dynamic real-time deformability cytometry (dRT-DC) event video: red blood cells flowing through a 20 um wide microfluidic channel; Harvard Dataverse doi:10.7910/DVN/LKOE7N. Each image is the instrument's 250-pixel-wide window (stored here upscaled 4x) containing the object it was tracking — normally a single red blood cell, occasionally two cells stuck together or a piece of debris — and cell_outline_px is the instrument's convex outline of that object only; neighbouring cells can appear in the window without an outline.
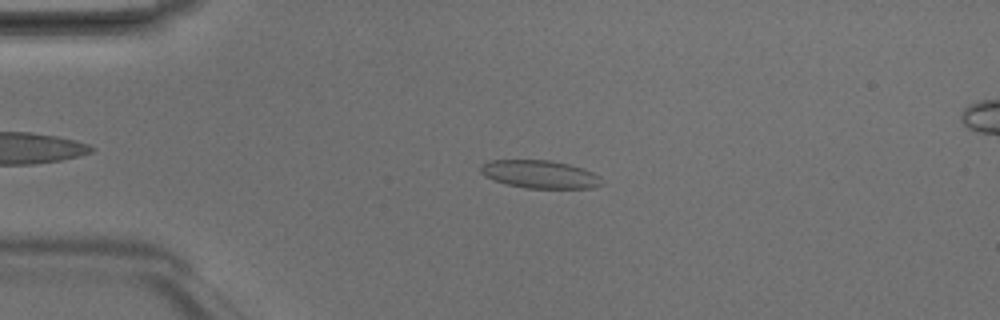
{"species": "Egyptian fruit bat (a non-hibernating species)", "species_latin": "Rousettus aegyptiacus", "temperature_condition": "room temperature", "stored_images_in_passage": 5, "camera_frame_rate_fps": 3000, "um_per_image_px": 0.085, "animal": {"sex": "male"}, "frame": {"image": 1, "passage_image": 3, "time_ms": 0.667, "image_size_px": [1000, 320], "cell_outline_px": [[604, 184], [592, 188], [524, 188], [504, 184], [492, 180], [484, 176], [480, 172], [480, 164], [488, 160], [548, 160], [568, 164], [584, 168], [600, 176]], "centroid_in_image_um": [45.86, 14.82], "position_along_channel_um": 39.1, "area_um2": 20.06}}